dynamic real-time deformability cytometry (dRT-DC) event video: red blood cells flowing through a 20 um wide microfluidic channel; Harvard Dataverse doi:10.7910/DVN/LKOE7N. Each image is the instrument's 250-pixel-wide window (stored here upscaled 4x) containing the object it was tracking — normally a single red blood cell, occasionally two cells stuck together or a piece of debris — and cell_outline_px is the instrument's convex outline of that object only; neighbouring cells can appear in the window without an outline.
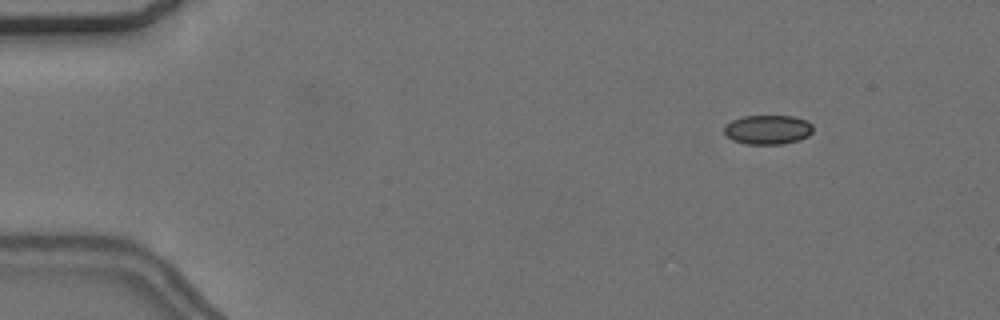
{"species": "common noctule bat (a hibernating species)", "species_latin": "Nyctalus noctula", "temperature_condition": "cold", "stored_images_in_passage": 3, "camera_frame_rate_fps": 3000, "um_per_image_px": 0.085, "animal": {"sex": "female", "body_mass_g": 24.6, "forearm_length_mm": 56.2}, "frame": {"image": 1, "passage_image": 1, "time_ms": 0.0, "image_size_px": [1000, 320], "cell_outline_px": [[812, 132], [808, 136], [800, 140], [784, 144], [744, 144], [732, 140], [724, 132], [724, 128], [732, 120], [744, 116], [796, 116], [808, 120], [812, 124]], "centroid_in_image_um": [65.3, 11.02], "position_along_channel_um": 19.7, "area_um2": 15.32}}